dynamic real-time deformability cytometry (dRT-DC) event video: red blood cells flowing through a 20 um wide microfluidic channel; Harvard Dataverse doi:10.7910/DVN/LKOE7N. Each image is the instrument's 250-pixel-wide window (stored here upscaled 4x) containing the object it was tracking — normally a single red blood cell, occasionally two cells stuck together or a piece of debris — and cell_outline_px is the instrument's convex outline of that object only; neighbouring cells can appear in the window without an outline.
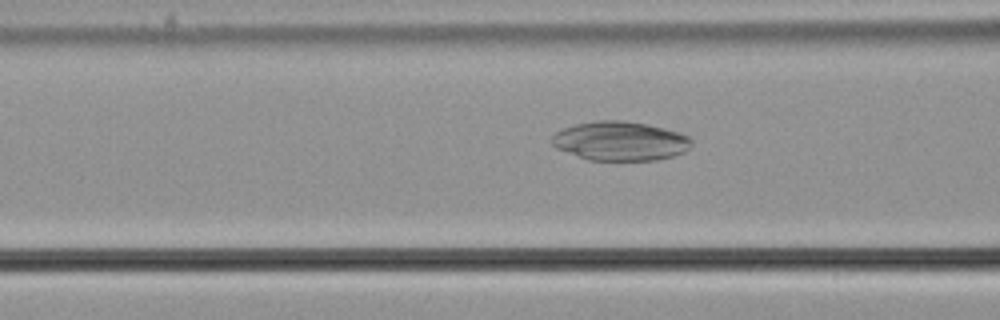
{"species": "common noctule bat (a hibernating species)", "species_latin": "Nyctalus noctula", "temperature_condition": "cold", "stored_images_in_passage": 24, "camera_frame_rate_fps": 3000, "um_per_image_px": 0.085, "animal": {"sex": "male", "body_mass_g": 21.5, "forearm_length_mm": 52.0}, "frame": {"image": 1, "passage_image": 8, "time_ms": 2.333, "image_size_px": [1000, 320], "cell_outline_px": [[692, 144], [684, 152], [672, 156], [656, 160], [588, 160], [556, 148], [552, 144], [552, 136], [556, 132], [564, 128], [576, 124], [596, 120], [624, 120], [648, 124], [680, 132], [688, 136], [692, 140]], "centroid_in_image_um": [52.73, 11.98], "position_along_channel_um": 113.9, "area_um2": 31.91}}
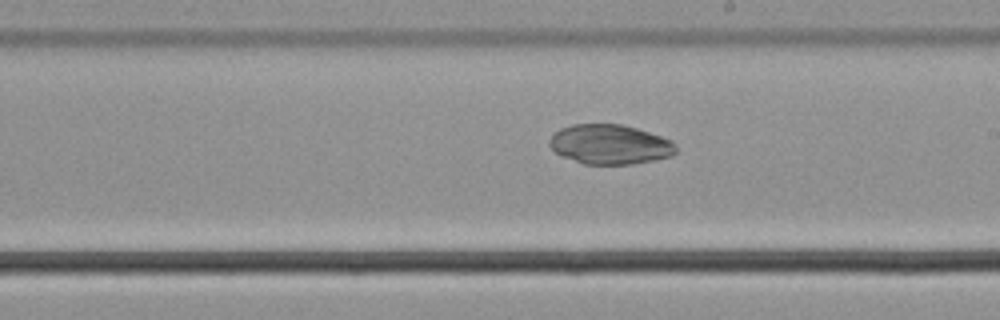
{"frame": {"image": 2, "passage_image": 18, "time_ms": 5.667, "image_size_px": [1000, 320], "cell_outline_px": [[676, 152], [672, 156], [632, 164], [584, 164], [560, 156], [548, 144], [548, 140], [560, 128], [572, 124], [620, 124], [636, 128], [672, 140], [676, 144]], "centroid_in_image_um": [51.83, 12.27], "position_along_channel_um": 237.2, "area_um2": 29.25}}
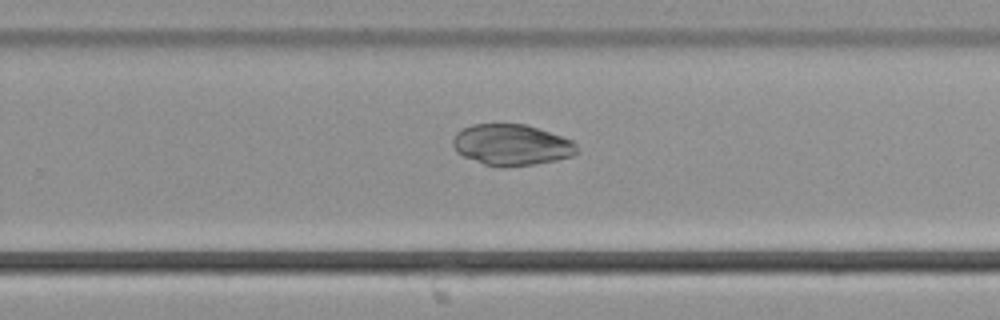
{"frame": {"image": 3, "passage_image": 22, "time_ms": 7.0, "image_size_px": [1000, 320], "cell_outline_px": [[580, 152], [572, 156], [556, 160], [536, 164], [504, 168], [484, 164], [464, 156], [456, 152], [452, 144], [452, 140], [456, 132], [472, 124], [524, 124], [572, 140], [576, 144]], "centroid_in_image_um": [43.48, 12.33], "position_along_channel_um": 286.3, "area_um2": 29.77}}